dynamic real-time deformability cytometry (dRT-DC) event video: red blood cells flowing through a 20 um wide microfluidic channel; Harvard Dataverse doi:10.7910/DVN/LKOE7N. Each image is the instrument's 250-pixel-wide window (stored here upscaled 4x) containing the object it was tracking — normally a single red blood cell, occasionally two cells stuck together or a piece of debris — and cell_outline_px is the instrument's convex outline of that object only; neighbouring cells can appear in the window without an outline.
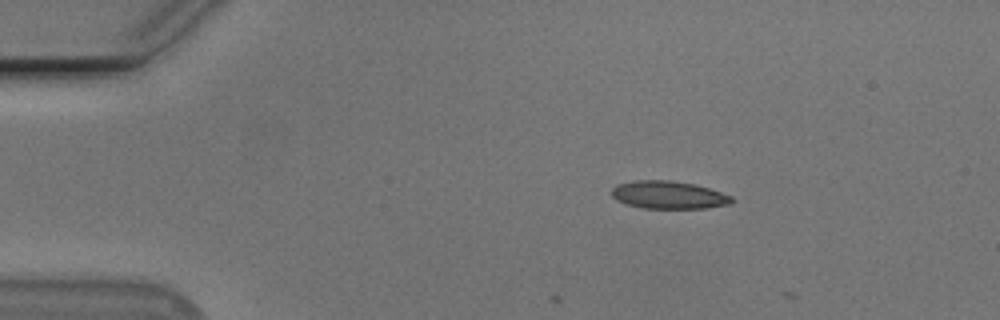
{"species": "Egyptian fruit bat (a non-hibernating species)", "species_latin": "Rousettus aegyptiacus", "temperature_condition": "cold", "stored_images_in_passage": 2, "camera_frame_rate_fps": 3000, "um_per_image_px": 0.085, "animal": {"sex": "male"}, "frame": {"image": 1, "passage_image": 1, "time_ms": 0.0, "image_size_px": [1000, 320], "cell_outline_px": [[732, 200], [728, 204], [704, 208], [644, 208], [628, 204], [616, 200], [612, 196], [612, 188], [616, 184], [632, 180], [668, 180], [696, 184], [732, 196]], "centroid_in_image_um": [56.78, 16.55], "position_along_channel_um": 28.2, "area_um2": 19.31}}